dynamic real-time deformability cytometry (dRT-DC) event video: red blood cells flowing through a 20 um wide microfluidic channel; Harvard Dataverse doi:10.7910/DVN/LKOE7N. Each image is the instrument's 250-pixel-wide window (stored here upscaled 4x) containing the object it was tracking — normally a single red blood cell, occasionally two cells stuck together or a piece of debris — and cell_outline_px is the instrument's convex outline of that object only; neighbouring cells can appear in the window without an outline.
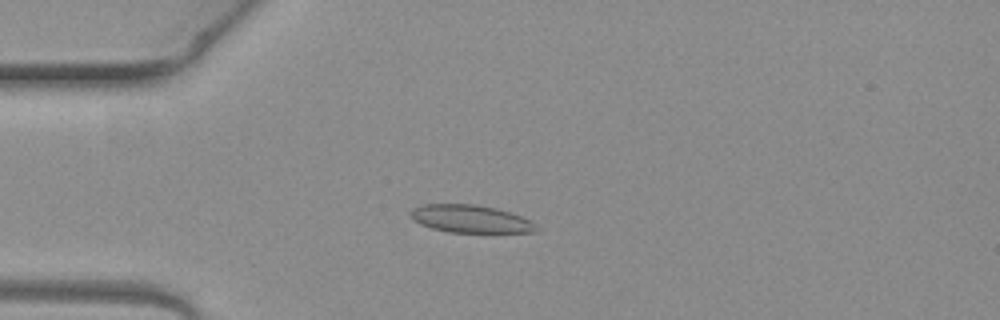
{"species": "common noctule bat (a hibernating species)", "species_latin": "Nyctalus noctula", "temperature_condition": "warm", "stored_images_in_passage": 4, "camera_frame_rate_fps": 3000, "um_per_image_px": 0.085, "animal": {"sex": "female", "body_mass_g": 19.3, "forearm_length_mm": 54.1}, "frame": {"image": 1, "passage_image": 4, "time_ms": 1.0, "image_size_px": [1000, 320], "cell_outline_px": [[536, 232], [448, 232], [432, 228], [420, 224], [412, 220], [408, 212], [412, 208], [424, 204], [472, 204], [496, 208], [532, 220], [536, 224]], "centroid_in_image_um": [39.94, 18.6], "position_along_channel_um": 45.1, "area_um2": 20.29}}